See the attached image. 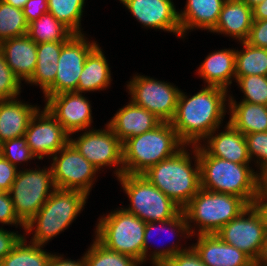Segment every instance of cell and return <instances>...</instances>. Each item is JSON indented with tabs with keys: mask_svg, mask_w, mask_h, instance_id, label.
<instances>
[{
	"mask_svg": "<svg viewBox=\"0 0 267 266\" xmlns=\"http://www.w3.org/2000/svg\"><path fill=\"white\" fill-rule=\"evenodd\" d=\"M245 138L250 160L256 159L254 162L257 163L258 167L260 166L259 175L261 176L267 170V132L246 134Z\"/></svg>",
	"mask_w": 267,
	"mask_h": 266,
	"instance_id": "obj_38",
	"label": "cell"
},
{
	"mask_svg": "<svg viewBox=\"0 0 267 266\" xmlns=\"http://www.w3.org/2000/svg\"><path fill=\"white\" fill-rule=\"evenodd\" d=\"M215 131L217 130H214L203 140L204 142L206 141L207 145L205 143L198 145L207 155L238 164L251 163L244 134L234 128L229 122L223 132L221 131L219 134L217 132V135H215Z\"/></svg>",
	"mask_w": 267,
	"mask_h": 266,
	"instance_id": "obj_19",
	"label": "cell"
},
{
	"mask_svg": "<svg viewBox=\"0 0 267 266\" xmlns=\"http://www.w3.org/2000/svg\"><path fill=\"white\" fill-rule=\"evenodd\" d=\"M0 52L20 81L32 78L37 65V44L27 35L0 42Z\"/></svg>",
	"mask_w": 267,
	"mask_h": 266,
	"instance_id": "obj_22",
	"label": "cell"
},
{
	"mask_svg": "<svg viewBox=\"0 0 267 266\" xmlns=\"http://www.w3.org/2000/svg\"><path fill=\"white\" fill-rule=\"evenodd\" d=\"M45 98V107L69 135L90 129L92 107L82 93L62 92Z\"/></svg>",
	"mask_w": 267,
	"mask_h": 266,
	"instance_id": "obj_16",
	"label": "cell"
},
{
	"mask_svg": "<svg viewBox=\"0 0 267 266\" xmlns=\"http://www.w3.org/2000/svg\"><path fill=\"white\" fill-rule=\"evenodd\" d=\"M69 137L46 107L37 110L25 132L27 145L39 160L55 155L69 142Z\"/></svg>",
	"mask_w": 267,
	"mask_h": 266,
	"instance_id": "obj_15",
	"label": "cell"
},
{
	"mask_svg": "<svg viewBox=\"0 0 267 266\" xmlns=\"http://www.w3.org/2000/svg\"><path fill=\"white\" fill-rule=\"evenodd\" d=\"M47 266H85V259L84 256H82L81 259L72 261V259L63 258V255L59 256L52 253Z\"/></svg>",
	"mask_w": 267,
	"mask_h": 266,
	"instance_id": "obj_46",
	"label": "cell"
},
{
	"mask_svg": "<svg viewBox=\"0 0 267 266\" xmlns=\"http://www.w3.org/2000/svg\"><path fill=\"white\" fill-rule=\"evenodd\" d=\"M0 223L7 225H19L23 229L25 225L18 219L9 192H0Z\"/></svg>",
	"mask_w": 267,
	"mask_h": 266,
	"instance_id": "obj_40",
	"label": "cell"
},
{
	"mask_svg": "<svg viewBox=\"0 0 267 266\" xmlns=\"http://www.w3.org/2000/svg\"><path fill=\"white\" fill-rule=\"evenodd\" d=\"M257 207L262 211L266 220V227H267V194H259L257 201Z\"/></svg>",
	"mask_w": 267,
	"mask_h": 266,
	"instance_id": "obj_49",
	"label": "cell"
},
{
	"mask_svg": "<svg viewBox=\"0 0 267 266\" xmlns=\"http://www.w3.org/2000/svg\"><path fill=\"white\" fill-rule=\"evenodd\" d=\"M74 34L51 13L43 14L28 24L27 36L36 44L67 42Z\"/></svg>",
	"mask_w": 267,
	"mask_h": 266,
	"instance_id": "obj_30",
	"label": "cell"
},
{
	"mask_svg": "<svg viewBox=\"0 0 267 266\" xmlns=\"http://www.w3.org/2000/svg\"><path fill=\"white\" fill-rule=\"evenodd\" d=\"M254 266H267V231L259 255L254 261Z\"/></svg>",
	"mask_w": 267,
	"mask_h": 266,
	"instance_id": "obj_48",
	"label": "cell"
},
{
	"mask_svg": "<svg viewBox=\"0 0 267 266\" xmlns=\"http://www.w3.org/2000/svg\"><path fill=\"white\" fill-rule=\"evenodd\" d=\"M242 50H236V81L242 76H267V49L255 47L246 41L240 42Z\"/></svg>",
	"mask_w": 267,
	"mask_h": 266,
	"instance_id": "obj_31",
	"label": "cell"
},
{
	"mask_svg": "<svg viewBox=\"0 0 267 266\" xmlns=\"http://www.w3.org/2000/svg\"><path fill=\"white\" fill-rule=\"evenodd\" d=\"M85 0H48V13L65 25L73 34H82L81 18Z\"/></svg>",
	"mask_w": 267,
	"mask_h": 266,
	"instance_id": "obj_33",
	"label": "cell"
},
{
	"mask_svg": "<svg viewBox=\"0 0 267 266\" xmlns=\"http://www.w3.org/2000/svg\"><path fill=\"white\" fill-rule=\"evenodd\" d=\"M104 52L97 45L87 56L80 74L77 92L83 93L106 90L111 83V71Z\"/></svg>",
	"mask_w": 267,
	"mask_h": 266,
	"instance_id": "obj_28",
	"label": "cell"
},
{
	"mask_svg": "<svg viewBox=\"0 0 267 266\" xmlns=\"http://www.w3.org/2000/svg\"><path fill=\"white\" fill-rule=\"evenodd\" d=\"M267 231L266 220L256 204L225 224L216 234L227 244L247 254L253 261L259 255Z\"/></svg>",
	"mask_w": 267,
	"mask_h": 266,
	"instance_id": "obj_12",
	"label": "cell"
},
{
	"mask_svg": "<svg viewBox=\"0 0 267 266\" xmlns=\"http://www.w3.org/2000/svg\"><path fill=\"white\" fill-rule=\"evenodd\" d=\"M252 23V8L242 0H226L217 25L211 32L229 35L239 42H244L249 36Z\"/></svg>",
	"mask_w": 267,
	"mask_h": 266,
	"instance_id": "obj_24",
	"label": "cell"
},
{
	"mask_svg": "<svg viewBox=\"0 0 267 266\" xmlns=\"http://www.w3.org/2000/svg\"><path fill=\"white\" fill-rule=\"evenodd\" d=\"M3 1L10 4L13 7L23 9L28 0H3Z\"/></svg>",
	"mask_w": 267,
	"mask_h": 266,
	"instance_id": "obj_51",
	"label": "cell"
},
{
	"mask_svg": "<svg viewBox=\"0 0 267 266\" xmlns=\"http://www.w3.org/2000/svg\"><path fill=\"white\" fill-rule=\"evenodd\" d=\"M146 223L123 208L102 216L96 224L95 238L110 250L129 255L143 264Z\"/></svg>",
	"mask_w": 267,
	"mask_h": 266,
	"instance_id": "obj_7",
	"label": "cell"
},
{
	"mask_svg": "<svg viewBox=\"0 0 267 266\" xmlns=\"http://www.w3.org/2000/svg\"><path fill=\"white\" fill-rule=\"evenodd\" d=\"M28 24L22 9L0 0V42L27 35Z\"/></svg>",
	"mask_w": 267,
	"mask_h": 266,
	"instance_id": "obj_35",
	"label": "cell"
},
{
	"mask_svg": "<svg viewBox=\"0 0 267 266\" xmlns=\"http://www.w3.org/2000/svg\"><path fill=\"white\" fill-rule=\"evenodd\" d=\"M127 89L135 105L147 109L161 122H171L181 91L175 85L144 75H134Z\"/></svg>",
	"mask_w": 267,
	"mask_h": 266,
	"instance_id": "obj_10",
	"label": "cell"
},
{
	"mask_svg": "<svg viewBox=\"0 0 267 266\" xmlns=\"http://www.w3.org/2000/svg\"><path fill=\"white\" fill-rule=\"evenodd\" d=\"M98 44L89 42L83 34H74L62 47L54 83L43 93L52 96L62 92H77L80 74L89 53Z\"/></svg>",
	"mask_w": 267,
	"mask_h": 266,
	"instance_id": "obj_14",
	"label": "cell"
},
{
	"mask_svg": "<svg viewBox=\"0 0 267 266\" xmlns=\"http://www.w3.org/2000/svg\"><path fill=\"white\" fill-rule=\"evenodd\" d=\"M226 0H187L183 11L179 12L181 38L188 30L205 29L212 31L219 20L222 6Z\"/></svg>",
	"mask_w": 267,
	"mask_h": 266,
	"instance_id": "obj_25",
	"label": "cell"
},
{
	"mask_svg": "<svg viewBox=\"0 0 267 266\" xmlns=\"http://www.w3.org/2000/svg\"><path fill=\"white\" fill-rule=\"evenodd\" d=\"M245 2L250 8H254L256 5L262 3L264 0H242Z\"/></svg>",
	"mask_w": 267,
	"mask_h": 266,
	"instance_id": "obj_52",
	"label": "cell"
},
{
	"mask_svg": "<svg viewBox=\"0 0 267 266\" xmlns=\"http://www.w3.org/2000/svg\"><path fill=\"white\" fill-rule=\"evenodd\" d=\"M229 123L242 134L267 132V106L241 101L228 95Z\"/></svg>",
	"mask_w": 267,
	"mask_h": 266,
	"instance_id": "obj_27",
	"label": "cell"
},
{
	"mask_svg": "<svg viewBox=\"0 0 267 266\" xmlns=\"http://www.w3.org/2000/svg\"><path fill=\"white\" fill-rule=\"evenodd\" d=\"M106 129L91 130L78 138H69V142L100 172L101 167H117L114 174L119 178L123 174L122 142L114 134L108 124ZM77 139V140H76Z\"/></svg>",
	"mask_w": 267,
	"mask_h": 266,
	"instance_id": "obj_13",
	"label": "cell"
},
{
	"mask_svg": "<svg viewBox=\"0 0 267 266\" xmlns=\"http://www.w3.org/2000/svg\"><path fill=\"white\" fill-rule=\"evenodd\" d=\"M55 190L51 168L19 170L9 190L18 219L28 223Z\"/></svg>",
	"mask_w": 267,
	"mask_h": 266,
	"instance_id": "obj_9",
	"label": "cell"
},
{
	"mask_svg": "<svg viewBox=\"0 0 267 266\" xmlns=\"http://www.w3.org/2000/svg\"><path fill=\"white\" fill-rule=\"evenodd\" d=\"M28 23L48 13V0H28L22 9Z\"/></svg>",
	"mask_w": 267,
	"mask_h": 266,
	"instance_id": "obj_44",
	"label": "cell"
},
{
	"mask_svg": "<svg viewBox=\"0 0 267 266\" xmlns=\"http://www.w3.org/2000/svg\"><path fill=\"white\" fill-rule=\"evenodd\" d=\"M186 147L187 145L174 156L160 161L142 174L182 209L201 188L197 145L191 147L195 154V168L191 165L192 158Z\"/></svg>",
	"mask_w": 267,
	"mask_h": 266,
	"instance_id": "obj_3",
	"label": "cell"
},
{
	"mask_svg": "<svg viewBox=\"0 0 267 266\" xmlns=\"http://www.w3.org/2000/svg\"><path fill=\"white\" fill-rule=\"evenodd\" d=\"M144 27L181 37L179 12L172 0H119Z\"/></svg>",
	"mask_w": 267,
	"mask_h": 266,
	"instance_id": "obj_17",
	"label": "cell"
},
{
	"mask_svg": "<svg viewBox=\"0 0 267 266\" xmlns=\"http://www.w3.org/2000/svg\"><path fill=\"white\" fill-rule=\"evenodd\" d=\"M88 196L77 190L56 189L36 215L25 224L23 235L34 231L30 242L43 246L67 229L80 215Z\"/></svg>",
	"mask_w": 267,
	"mask_h": 266,
	"instance_id": "obj_5",
	"label": "cell"
},
{
	"mask_svg": "<svg viewBox=\"0 0 267 266\" xmlns=\"http://www.w3.org/2000/svg\"><path fill=\"white\" fill-rule=\"evenodd\" d=\"M248 206L238 196L200 188L198 193L182 210L186 215L191 235L196 236L195 229L192 228H198V235L216 234L225 224L237 217ZM192 222L193 225L196 224L195 227L191 225Z\"/></svg>",
	"mask_w": 267,
	"mask_h": 266,
	"instance_id": "obj_6",
	"label": "cell"
},
{
	"mask_svg": "<svg viewBox=\"0 0 267 266\" xmlns=\"http://www.w3.org/2000/svg\"><path fill=\"white\" fill-rule=\"evenodd\" d=\"M267 194V170L260 176V193Z\"/></svg>",
	"mask_w": 267,
	"mask_h": 266,
	"instance_id": "obj_50",
	"label": "cell"
},
{
	"mask_svg": "<svg viewBox=\"0 0 267 266\" xmlns=\"http://www.w3.org/2000/svg\"><path fill=\"white\" fill-rule=\"evenodd\" d=\"M17 98L0 100V144L9 139L25 136L32 117L39 109Z\"/></svg>",
	"mask_w": 267,
	"mask_h": 266,
	"instance_id": "obj_23",
	"label": "cell"
},
{
	"mask_svg": "<svg viewBox=\"0 0 267 266\" xmlns=\"http://www.w3.org/2000/svg\"><path fill=\"white\" fill-rule=\"evenodd\" d=\"M26 236L14 246L0 262L2 266H47L52 254L43 250L44 246L29 242ZM31 244V245H30Z\"/></svg>",
	"mask_w": 267,
	"mask_h": 266,
	"instance_id": "obj_32",
	"label": "cell"
},
{
	"mask_svg": "<svg viewBox=\"0 0 267 266\" xmlns=\"http://www.w3.org/2000/svg\"><path fill=\"white\" fill-rule=\"evenodd\" d=\"M51 158L53 163L49 167L56 189L77 190L87 196L90 194L99 170L70 142Z\"/></svg>",
	"mask_w": 267,
	"mask_h": 266,
	"instance_id": "obj_11",
	"label": "cell"
},
{
	"mask_svg": "<svg viewBox=\"0 0 267 266\" xmlns=\"http://www.w3.org/2000/svg\"><path fill=\"white\" fill-rule=\"evenodd\" d=\"M197 152L201 188L238 196L248 205L256 204L260 193L259 171L255 172L249 164L209 156L198 145Z\"/></svg>",
	"mask_w": 267,
	"mask_h": 266,
	"instance_id": "obj_2",
	"label": "cell"
},
{
	"mask_svg": "<svg viewBox=\"0 0 267 266\" xmlns=\"http://www.w3.org/2000/svg\"><path fill=\"white\" fill-rule=\"evenodd\" d=\"M235 82L244 93L242 101L267 106V76H242Z\"/></svg>",
	"mask_w": 267,
	"mask_h": 266,
	"instance_id": "obj_36",
	"label": "cell"
},
{
	"mask_svg": "<svg viewBox=\"0 0 267 266\" xmlns=\"http://www.w3.org/2000/svg\"><path fill=\"white\" fill-rule=\"evenodd\" d=\"M24 235L0 228V262L9 254Z\"/></svg>",
	"mask_w": 267,
	"mask_h": 266,
	"instance_id": "obj_45",
	"label": "cell"
},
{
	"mask_svg": "<svg viewBox=\"0 0 267 266\" xmlns=\"http://www.w3.org/2000/svg\"><path fill=\"white\" fill-rule=\"evenodd\" d=\"M158 226V227H157ZM168 227V228H167ZM176 229V233H175ZM155 230H162V231H170L171 234L180 233V237L182 239L183 235L185 238L192 237L189 227L188 221L184 211L182 210L176 217L168 220V221H155V222H148L145 226V233H144V243H143V263L146 260H151L152 266H162L166 261H168L174 254L187 251L189 248L185 247L182 249L178 246V244H174L167 247L166 249H157L154 251H150L149 254L148 249L151 247L149 246L150 238L156 235ZM173 232V233H172ZM154 234V235H153ZM174 235V236H175ZM152 239V238H151ZM149 254V255H148ZM149 258H148V257Z\"/></svg>",
	"mask_w": 267,
	"mask_h": 266,
	"instance_id": "obj_21",
	"label": "cell"
},
{
	"mask_svg": "<svg viewBox=\"0 0 267 266\" xmlns=\"http://www.w3.org/2000/svg\"><path fill=\"white\" fill-rule=\"evenodd\" d=\"M236 49H222L210 53L198 67V74L207 86L228 90L235 76ZM232 79V80H231Z\"/></svg>",
	"mask_w": 267,
	"mask_h": 266,
	"instance_id": "obj_26",
	"label": "cell"
},
{
	"mask_svg": "<svg viewBox=\"0 0 267 266\" xmlns=\"http://www.w3.org/2000/svg\"><path fill=\"white\" fill-rule=\"evenodd\" d=\"M18 169L0 154V192H9Z\"/></svg>",
	"mask_w": 267,
	"mask_h": 266,
	"instance_id": "obj_43",
	"label": "cell"
},
{
	"mask_svg": "<svg viewBox=\"0 0 267 266\" xmlns=\"http://www.w3.org/2000/svg\"><path fill=\"white\" fill-rule=\"evenodd\" d=\"M246 42L252 46L267 49V19L253 20Z\"/></svg>",
	"mask_w": 267,
	"mask_h": 266,
	"instance_id": "obj_41",
	"label": "cell"
},
{
	"mask_svg": "<svg viewBox=\"0 0 267 266\" xmlns=\"http://www.w3.org/2000/svg\"><path fill=\"white\" fill-rule=\"evenodd\" d=\"M253 20H266L267 19V0L256 5L252 8Z\"/></svg>",
	"mask_w": 267,
	"mask_h": 266,
	"instance_id": "obj_47",
	"label": "cell"
},
{
	"mask_svg": "<svg viewBox=\"0 0 267 266\" xmlns=\"http://www.w3.org/2000/svg\"><path fill=\"white\" fill-rule=\"evenodd\" d=\"M85 266H139L137 259L115 252L101 244L96 238L84 255Z\"/></svg>",
	"mask_w": 267,
	"mask_h": 266,
	"instance_id": "obj_34",
	"label": "cell"
},
{
	"mask_svg": "<svg viewBox=\"0 0 267 266\" xmlns=\"http://www.w3.org/2000/svg\"><path fill=\"white\" fill-rule=\"evenodd\" d=\"M185 144L170 122L122 143L123 174H143L150 167L174 156Z\"/></svg>",
	"mask_w": 267,
	"mask_h": 266,
	"instance_id": "obj_4",
	"label": "cell"
},
{
	"mask_svg": "<svg viewBox=\"0 0 267 266\" xmlns=\"http://www.w3.org/2000/svg\"><path fill=\"white\" fill-rule=\"evenodd\" d=\"M117 179L130 201L129 207L124 209L145 223L168 221L182 211L178 204L142 174H122Z\"/></svg>",
	"mask_w": 267,
	"mask_h": 266,
	"instance_id": "obj_8",
	"label": "cell"
},
{
	"mask_svg": "<svg viewBox=\"0 0 267 266\" xmlns=\"http://www.w3.org/2000/svg\"><path fill=\"white\" fill-rule=\"evenodd\" d=\"M162 266H206L195 250L189 246L184 252L174 254Z\"/></svg>",
	"mask_w": 267,
	"mask_h": 266,
	"instance_id": "obj_42",
	"label": "cell"
},
{
	"mask_svg": "<svg viewBox=\"0 0 267 266\" xmlns=\"http://www.w3.org/2000/svg\"><path fill=\"white\" fill-rule=\"evenodd\" d=\"M227 92L223 88L205 86L189 98L180 91L176 112L170 123L185 145H199L201 140L219 129L228 109V103H225L228 101Z\"/></svg>",
	"mask_w": 267,
	"mask_h": 266,
	"instance_id": "obj_1",
	"label": "cell"
},
{
	"mask_svg": "<svg viewBox=\"0 0 267 266\" xmlns=\"http://www.w3.org/2000/svg\"><path fill=\"white\" fill-rule=\"evenodd\" d=\"M196 235L197 242L191 247L206 266H254L247 254L227 244L217 234Z\"/></svg>",
	"mask_w": 267,
	"mask_h": 266,
	"instance_id": "obj_18",
	"label": "cell"
},
{
	"mask_svg": "<svg viewBox=\"0 0 267 266\" xmlns=\"http://www.w3.org/2000/svg\"><path fill=\"white\" fill-rule=\"evenodd\" d=\"M21 84L0 52V100L18 97L21 93Z\"/></svg>",
	"mask_w": 267,
	"mask_h": 266,
	"instance_id": "obj_39",
	"label": "cell"
},
{
	"mask_svg": "<svg viewBox=\"0 0 267 266\" xmlns=\"http://www.w3.org/2000/svg\"><path fill=\"white\" fill-rule=\"evenodd\" d=\"M161 121L150 111L130 101L107 123L123 143L129 138L153 130Z\"/></svg>",
	"mask_w": 267,
	"mask_h": 266,
	"instance_id": "obj_20",
	"label": "cell"
},
{
	"mask_svg": "<svg viewBox=\"0 0 267 266\" xmlns=\"http://www.w3.org/2000/svg\"><path fill=\"white\" fill-rule=\"evenodd\" d=\"M0 154L16 167L21 162L37 159L27 145L25 136L3 141L0 144Z\"/></svg>",
	"mask_w": 267,
	"mask_h": 266,
	"instance_id": "obj_37",
	"label": "cell"
},
{
	"mask_svg": "<svg viewBox=\"0 0 267 266\" xmlns=\"http://www.w3.org/2000/svg\"><path fill=\"white\" fill-rule=\"evenodd\" d=\"M66 42L37 44V65L27 84L39 85L43 93L54 83L61 49Z\"/></svg>",
	"mask_w": 267,
	"mask_h": 266,
	"instance_id": "obj_29",
	"label": "cell"
}]
</instances>
